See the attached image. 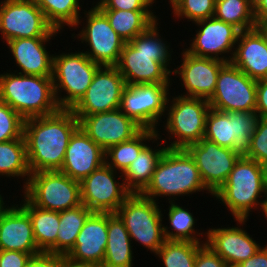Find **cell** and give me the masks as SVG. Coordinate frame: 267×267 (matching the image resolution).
I'll list each match as a JSON object with an SVG mask.
<instances>
[{
    "label": "cell",
    "mask_w": 267,
    "mask_h": 267,
    "mask_svg": "<svg viewBox=\"0 0 267 267\" xmlns=\"http://www.w3.org/2000/svg\"><path fill=\"white\" fill-rule=\"evenodd\" d=\"M79 128V120L71 110L26 119L24 139L31 173L60 171L69 140Z\"/></svg>",
    "instance_id": "cell-1"
},
{
    "label": "cell",
    "mask_w": 267,
    "mask_h": 267,
    "mask_svg": "<svg viewBox=\"0 0 267 267\" xmlns=\"http://www.w3.org/2000/svg\"><path fill=\"white\" fill-rule=\"evenodd\" d=\"M158 22L159 19L123 46L115 67L126 85L173 84L169 77L173 72L169 67L173 50L160 36Z\"/></svg>",
    "instance_id": "cell-2"
},
{
    "label": "cell",
    "mask_w": 267,
    "mask_h": 267,
    "mask_svg": "<svg viewBox=\"0 0 267 267\" xmlns=\"http://www.w3.org/2000/svg\"><path fill=\"white\" fill-rule=\"evenodd\" d=\"M213 196L235 219H249L254 209L263 213L267 199L261 201V197L267 198V167L245 156L239 157L226 182Z\"/></svg>",
    "instance_id": "cell-3"
},
{
    "label": "cell",
    "mask_w": 267,
    "mask_h": 267,
    "mask_svg": "<svg viewBox=\"0 0 267 267\" xmlns=\"http://www.w3.org/2000/svg\"><path fill=\"white\" fill-rule=\"evenodd\" d=\"M206 190L213 197L202 182L190 153L186 149L167 148L156 165L150 183L140 194L159 203V197L168 196L169 202H174L177 197Z\"/></svg>",
    "instance_id": "cell-4"
},
{
    "label": "cell",
    "mask_w": 267,
    "mask_h": 267,
    "mask_svg": "<svg viewBox=\"0 0 267 267\" xmlns=\"http://www.w3.org/2000/svg\"><path fill=\"white\" fill-rule=\"evenodd\" d=\"M9 72L0 74V101L8 104L25 120L48 116L60 110L52 76L22 75L16 73L17 69Z\"/></svg>",
    "instance_id": "cell-5"
},
{
    "label": "cell",
    "mask_w": 267,
    "mask_h": 267,
    "mask_svg": "<svg viewBox=\"0 0 267 267\" xmlns=\"http://www.w3.org/2000/svg\"><path fill=\"white\" fill-rule=\"evenodd\" d=\"M172 97V99L170 98ZM166 107L164 129L171 142L163 139L167 148L186 149L204 137L206 118L210 110L208 100L181 95L170 96ZM171 103V104H170ZM167 120V121H166ZM171 143V144H170Z\"/></svg>",
    "instance_id": "cell-6"
},
{
    "label": "cell",
    "mask_w": 267,
    "mask_h": 267,
    "mask_svg": "<svg viewBox=\"0 0 267 267\" xmlns=\"http://www.w3.org/2000/svg\"><path fill=\"white\" fill-rule=\"evenodd\" d=\"M83 51L55 53L53 56L52 80L60 109L71 110L80 101L101 67Z\"/></svg>",
    "instance_id": "cell-7"
},
{
    "label": "cell",
    "mask_w": 267,
    "mask_h": 267,
    "mask_svg": "<svg viewBox=\"0 0 267 267\" xmlns=\"http://www.w3.org/2000/svg\"><path fill=\"white\" fill-rule=\"evenodd\" d=\"M158 204L140 193H131L116 212L123 220L132 243L135 240L154 254L165 241L164 215Z\"/></svg>",
    "instance_id": "cell-8"
},
{
    "label": "cell",
    "mask_w": 267,
    "mask_h": 267,
    "mask_svg": "<svg viewBox=\"0 0 267 267\" xmlns=\"http://www.w3.org/2000/svg\"><path fill=\"white\" fill-rule=\"evenodd\" d=\"M23 195L36 207L61 212L81 205L80 182L60 171L31 173Z\"/></svg>",
    "instance_id": "cell-9"
},
{
    "label": "cell",
    "mask_w": 267,
    "mask_h": 267,
    "mask_svg": "<svg viewBox=\"0 0 267 267\" xmlns=\"http://www.w3.org/2000/svg\"><path fill=\"white\" fill-rule=\"evenodd\" d=\"M83 11L81 13H84L86 19L83 18V22L79 19L72 29L79 28L86 20L85 26H82L79 34L73 33L72 38L77 36L81 44L85 42L89 46L84 53L93 62L101 66H115L126 42L114 31L106 15L96 5Z\"/></svg>",
    "instance_id": "cell-10"
},
{
    "label": "cell",
    "mask_w": 267,
    "mask_h": 267,
    "mask_svg": "<svg viewBox=\"0 0 267 267\" xmlns=\"http://www.w3.org/2000/svg\"><path fill=\"white\" fill-rule=\"evenodd\" d=\"M259 119L256 112H221L210 108L203 138L231 148L240 157L246 156Z\"/></svg>",
    "instance_id": "cell-11"
},
{
    "label": "cell",
    "mask_w": 267,
    "mask_h": 267,
    "mask_svg": "<svg viewBox=\"0 0 267 267\" xmlns=\"http://www.w3.org/2000/svg\"><path fill=\"white\" fill-rule=\"evenodd\" d=\"M59 32L46 20L34 0L0 1V34L3 43L19 38H55Z\"/></svg>",
    "instance_id": "cell-12"
},
{
    "label": "cell",
    "mask_w": 267,
    "mask_h": 267,
    "mask_svg": "<svg viewBox=\"0 0 267 267\" xmlns=\"http://www.w3.org/2000/svg\"><path fill=\"white\" fill-rule=\"evenodd\" d=\"M172 84L126 85L120 110L142 129L158 131V122L165 119Z\"/></svg>",
    "instance_id": "cell-13"
},
{
    "label": "cell",
    "mask_w": 267,
    "mask_h": 267,
    "mask_svg": "<svg viewBox=\"0 0 267 267\" xmlns=\"http://www.w3.org/2000/svg\"><path fill=\"white\" fill-rule=\"evenodd\" d=\"M257 81L231 62L225 63L217 78L215 92L208 100L210 108L221 111L255 112Z\"/></svg>",
    "instance_id": "cell-14"
},
{
    "label": "cell",
    "mask_w": 267,
    "mask_h": 267,
    "mask_svg": "<svg viewBox=\"0 0 267 267\" xmlns=\"http://www.w3.org/2000/svg\"><path fill=\"white\" fill-rule=\"evenodd\" d=\"M104 163L80 182L81 203L92 212L116 213L131 194L123 181L122 173Z\"/></svg>",
    "instance_id": "cell-15"
},
{
    "label": "cell",
    "mask_w": 267,
    "mask_h": 267,
    "mask_svg": "<svg viewBox=\"0 0 267 267\" xmlns=\"http://www.w3.org/2000/svg\"><path fill=\"white\" fill-rule=\"evenodd\" d=\"M125 86V80L115 66H101L71 111L80 120L84 116L118 109Z\"/></svg>",
    "instance_id": "cell-16"
},
{
    "label": "cell",
    "mask_w": 267,
    "mask_h": 267,
    "mask_svg": "<svg viewBox=\"0 0 267 267\" xmlns=\"http://www.w3.org/2000/svg\"><path fill=\"white\" fill-rule=\"evenodd\" d=\"M194 24L199 29L196 30L194 38L190 40L192 41L189 44L190 46L183 49L197 57L217 59L226 63L230 62L240 30L214 16L197 21Z\"/></svg>",
    "instance_id": "cell-17"
},
{
    "label": "cell",
    "mask_w": 267,
    "mask_h": 267,
    "mask_svg": "<svg viewBox=\"0 0 267 267\" xmlns=\"http://www.w3.org/2000/svg\"><path fill=\"white\" fill-rule=\"evenodd\" d=\"M186 150L194 158L205 187L214 194L227 180L235 162L240 157L231 148L202 138Z\"/></svg>",
    "instance_id": "cell-18"
},
{
    "label": "cell",
    "mask_w": 267,
    "mask_h": 267,
    "mask_svg": "<svg viewBox=\"0 0 267 267\" xmlns=\"http://www.w3.org/2000/svg\"><path fill=\"white\" fill-rule=\"evenodd\" d=\"M79 127L104 151L131 140L142 130L120 108L84 116L79 120Z\"/></svg>",
    "instance_id": "cell-19"
},
{
    "label": "cell",
    "mask_w": 267,
    "mask_h": 267,
    "mask_svg": "<svg viewBox=\"0 0 267 267\" xmlns=\"http://www.w3.org/2000/svg\"><path fill=\"white\" fill-rule=\"evenodd\" d=\"M182 51V63L172 72L175 76L179 75L186 90L181 96L209 100L215 92L219 71L226 62Z\"/></svg>",
    "instance_id": "cell-20"
},
{
    "label": "cell",
    "mask_w": 267,
    "mask_h": 267,
    "mask_svg": "<svg viewBox=\"0 0 267 267\" xmlns=\"http://www.w3.org/2000/svg\"><path fill=\"white\" fill-rule=\"evenodd\" d=\"M235 227L209 228L206 244L218 254L229 267H236L251 258L262 246L241 226L248 219H235ZM240 225V226H239Z\"/></svg>",
    "instance_id": "cell-21"
},
{
    "label": "cell",
    "mask_w": 267,
    "mask_h": 267,
    "mask_svg": "<svg viewBox=\"0 0 267 267\" xmlns=\"http://www.w3.org/2000/svg\"><path fill=\"white\" fill-rule=\"evenodd\" d=\"M108 213L93 212L83 224L73 249L66 256L71 261L101 267L108 241Z\"/></svg>",
    "instance_id": "cell-22"
},
{
    "label": "cell",
    "mask_w": 267,
    "mask_h": 267,
    "mask_svg": "<svg viewBox=\"0 0 267 267\" xmlns=\"http://www.w3.org/2000/svg\"><path fill=\"white\" fill-rule=\"evenodd\" d=\"M0 250L20 251L31 256L42 252L35 242L29 214L18 204H6L0 211Z\"/></svg>",
    "instance_id": "cell-23"
},
{
    "label": "cell",
    "mask_w": 267,
    "mask_h": 267,
    "mask_svg": "<svg viewBox=\"0 0 267 267\" xmlns=\"http://www.w3.org/2000/svg\"><path fill=\"white\" fill-rule=\"evenodd\" d=\"M105 163V151L79 127L71 136L60 172L81 182Z\"/></svg>",
    "instance_id": "cell-24"
},
{
    "label": "cell",
    "mask_w": 267,
    "mask_h": 267,
    "mask_svg": "<svg viewBox=\"0 0 267 267\" xmlns=\"http://www.w3.org/2000/svg\"><path fill=\"white\" fill-rule=\"evenodd\" d=\"M53 37H33L9 40L5 44L11 52L18 74L52 76L53 56L46 49V43Z\"/></svg>",
    "instance_id": "cell-25"
},
{
    "label": "cell",
    "mask_w": 267,
    "mask_h": 267,
    "mask_svg": "<svg viewBox=\"0 0 267 267\" xmlns=\"http://www.w3.org/2000/svg\"><path fill=\"white\" fill-rule=\"evenodd\" d=\"M230 62L251 79L267 78V41L257 27L240 31Z\"/></svg>",
    "instance_id": "cell-26"
},
{
    "label": "cell",
    "mask_w": 267,
    "mask_h": 267,
    "mask_svg": "<svg viewBox=\"0 0 267 267\" xmlns=\"http://www.w3.org/2000/svg\"><path fill=\"white\" fill-rule=\"evenodd\" d=\"M159 132L160 131H157L156 135L157 146L155 145L153 148V145L151 147L148 142V145H146L140 151L138 157H136L135 160L122 173L126 188L131 193H141L148 186L159 159L167 149L164 142L160 140L161 136ZM158 140L161 142L158 143ZM162 143L164 147L161 146Z\"/></svg>",
    "instance_id": "cell-27"
},
{
    "label": "cell",
    "mask_w": 267,
    "mask_h": 267,
    "mask_svg": "<svg viewBox=\"0 0 267 267\" xmlns=\"http://www.w3.org/2000/svg\"><path fill=\"white\" fill-rule=\"evenodd\" d=\"M108 241L101 267H133V246L123 220L117 213H108Z\"/></svg>",
    "instance_id": "cell-28"
},
{
    "label": "cell",
    "mask_w": 267,
    "mask_h": 267,
    "mask_svg": "<svg viewBox=\"0 0 267 267\" xmlns=\"http://www.w3.org/2000/svg\"><path fill=\"white\" fill-rule=\"evenodd\" d=\"M22 198L19 205L29 214L37 247L41 251L57 254L60 212L38 208L24 195Z\"/></svg>",
    "instance_id": "cell-29"
},
{
    "label": "cell",
    "mask_w": 267,
    "mask_h": 267,
    "mask_svg": "<svg viewBox=\"0 0 267 267\" xmlns=\"http://www.w3.org/2000/svg\"><path fill=\"white\" fill-rule=\"evenodd\" d=\"M108 18L111 27L125 41H132L144 32L157 17L153 10H101Z\"/></svg>",
    "instance_id": "cell-30"
},
{
    "label": "cell",
    "mask_w": 267,
    "mask_h": 267,
    "mask_svg": "<svg viewBox=\"0 0 267 267\" xmlns=\"http://www.w3.org/2000/svg\"><path fill=\"white\" fill-rule=\"evenodd\" d=\"M169 212H168V221L171 225L168 227L163 224V234L165 240L168 241H188L193 243H206V241H201L200 237L205 235V240L207 238V232H201L195 230V217L190 210L185 209L182 206H179L176 201L168 202ZM171 228V230L169 229ZM201 232V233H200Z\"/></svg>",
    "instance_id": "cell-31"
},
{
    "label": "cell",
    "mask_w": 267,
    "mask_h": 267,
    "mask_svg": "<svg viewBox=\"0 0 267 267\" xmlns=\"http://www.w3.org/2000/svg\"><path fill=\"white\" fill-rule=\"evenodd\" d=\"M157 131L142 129L136 136L126 142H121L105 151V163L115 171L123 173L138 157L140 151L148 142H156ZM153 140V141H152Z\"/></svg>",
    "instance_id": "cell-32"
},
{
    "label": "cell",
    "mask_w": 267,
    "mask_h": 267,
    "mask_svg": "<svg viewBox=\"0 0 267 267\" xmlns=\"http://www.w3.org/2000/svg\"><path fill=\"white\" fill-rule=\"evenodd\" d=\"M30 174L25 139L0 142V176L23 178L25 188Z\"/></svg>",
    "instance_id": "cell-33"
},
{
    "label": "cell",
    "mask_w": 267,
    "mask_h": 267,
    "mask_svg": "<svg viewBox=\"0 0 267 267\" xmlns=\"http://www.w3.org/2000/svg\"><path fill=\"white\" fill-rule=\"evenodd\" d=\"M93 212L81 204L75 208L60 212L57 234V254L67 256L73 249L83 224Z\"/></svg>",
    "instance_id": "cell-34"
},
{
    "label": "cell",
    "mask_w": 267,
    "mask_h": 267,
    "mask_svg": "<svg viewBox=\"0 0 267 267\" xmlns=\"http://www.w3.org/2000/svg\"><path fill=\"white\" fill-rule=\"evenodd\" d=\"M213 16L240 31L257 27L253 0H216Z\"/></svg>",
    "instance_id": "cell-35"
},
{
    "label": "cell",
    "mask_w": 267,
    "mask_h": 267,
    "mask_svg": "<svg viewBox=\"0 0 267 267\" xmlns=\"http://www.w3.org/2000/svg\"><path fill=\"white\" fill-rule=\"evenodd\" d=\"M46 20L57 30L74 27L82 16L79 0H34ZM81 15V16H80Z\"/></svg>",
    "instance_id": "cell-36"
},
{
    "label": "cell",
    "mask_w": 267,
    "mask_h": 267,
    "mask_svg": "<svg viewBox=\"0 0 267 267\" xmlns=\"http://www.w3.org/2000/svg\"><path fill=\"white\" fill-rule=\"evenodd\" d=\"M206 243L165 240L156 256L165 267H194L197 251Z\"/></svg>",
    "instance_id": "cell-37"
},
{
    "label": "cell",
    "mask_w": 267,
    "mask_h": 267,
    "mask_svg": "<svg viewBox=\"0 0 267 267\" xmlns=\"http://www.w3.org/2000/svg\"><path fill=\"white\" fill-rule=\"evenodd\" d=\"M216 0H173L170 7L176 18L195 23L214 15Z\"/></svg>",
    "instance_id": "cell-38"
},
{
    "label": "cell",
    "mask_w": 267,
    "mask_h": 267,
    "mask_svg": "<svg viewBox=\"0 0 267 267\" xmlns=\"http://www.w3.org/2000/svg\"><path fill=\"white\" fill-rule=\"evenodd\" d=\"M24 122L19 113L0 101V142L24 138Z\"/></svg>",
    "instance_id": "cell-39"
},
{
    "label": "cell",
    "mask_w": 267,
    "mask_h": 267,
    "mask_svg": "<svg viewBox=\"0 0 267 267\" xmlns=\"http://www.w3.org/2000/svg\"><path fill=\"white\" fill-rule=\"evenodd\" d=\"M245 157L267 167V118L258 120L251 137L248 154Z\"/></svg>",
    "instance_id": "cell-40"
},
{
    "label": "cell",
    "mask_w": 267,
    "mask_h": 267,
    "mask_svg": "<svg viewBox=\"0 0 267 267\" xmlns=\"http://www.w3.org/2000/svg\"><path fill=\"white\" fill-rule=\"evenodd\" d=\"M156 0H97L100 10H152Z\"/></svg>",
    "instance_id": "cell-41"
},
{
    "label": "cell",
    "mask_w": 267,
    "mask_h": 267,
    "mask_svg": "<svg viewBox=\"0 0 267 267\" xmlns=\"http://www.w3.org/2000/svg\"><path fill=\"white\" fill-rule=\"evenodd\" d=\"M194 267H229L207 244H204L196 254Z\"/></svg>",
    "instance_id": "cell-42"
},
{
    "label": "cell",
    "mask_w": 267,
    "mask_h": 267,
    "mask_svg": "<svg viewBox=\"0 0 267 267\" xmlns=\"http://www.w3.org/2000/svg\"><path fill=\"white\" fill-rule=\"evenodd\" d=\"M62 255L50 252H40L32 255L25 267H60Z\"/></svg>",
    "instance_id": "cell-43"
},
{
    "label": "cell",
    "mask_w": 267,
    "mask_h": 267,
    "mask_svg": "<svg viewBox=\"0 0 267 267\" xmlns=\"http://www.w3.org/2000/svg\"><path fill=\"white\" fill-rule=\"evenodd\" d=\"M30 257L31 255L25 252L0 250V267H25Z\"/></svg>",
    "instance_id": "cell-44"
},
{
    "label": "cell",
    "mask_w": 267,
    "mask_h": 267,
    "mask_svg": "<svg viewBox=\"0 0 267 267\" xmlns=\"http://www.w3.org/2000/svg\"><path fill=\"white\" fill-rule=\"evenodd\" d=\"M255 112L260 118H267V78L257 80Z\"/></svg>",
    "instance_id": "cell-45"
},
{
    "label": "cell",
    "mask_w": 267,
    "mask_h": 267,
    "mask_svg": "<svg viewBox=\"0 0 267 267\" xmlns=\"http://www.w3.org/2000/svg\"><path fill=\"white\" fill-rule=\"evenodd\" d=\"M236 267H267V244L262 246L251 258Z\"/></svg>",
    "instance_id": "cell-46"
},
{
    "label": "cell",
    "mask_w": 267,
    "mask_h": 267,
    "mask_svg": "<svg viewBox=\"0 0 267 267\" xmlns=\"http://www.w3.org/2000/svg\"><path fill=\"white\" fill-rule=\"evenodd\" d=\"M254 16L256 24H262L267 20V0H253Z\"/></svg>",
    "instance_id": "cell-47"
},
{
    "label": "cell",
    "mask_w": 267,
    "mask_h": 267,
    "mask_svg": "<svg viewBox=\"0 0 267 267\" xmlns=\"http://www.w3.org/2000/svg\"><path fill=\"white\" fill-rule=\"evenodd\" d=\"M60 267H97V266L87 263L74 262L71 261L68 257L62 255V262L60 264Z\"/></svg>",
    "instance_id": "cell-48"
},
{
    "label": "cell",
    "mask_w": 267,
    "mask_h": 267,
    "mask_svg": "<svg viewBox=\"0 0 267 267\" xmlns=\"http://www.w3.org/2000/svg\"><path fill=\"white\" fill-rule=\"evenodd\" d=\"M257 28L264 34V37L267 41V25L265 23L257 25Z\"/></svg>",
    "instance_id": "cell-49"
},
{
    "label": "cell",
    "mask_w": 267,
    "mask_h": 267,
    "mask_svg": "<svg viewBox=\"0 0 267 267\" xmlns=\"http://www.w3.org/2000/svg\"><path fill=\"white\" fill-rule=\"evenodd\" d=\"M5 202L4 197L0 194V211L4 208Z\"/></svg>",
    "instance_id": "cell-50"
},
{
    "label": "cell",
    "mask_w": 267,
    "mask_h": 267,
    "mask_svg": "<svg viewBox=\"0 0 267 267\" xmlns=\"http://www.w3.org/2000/svg\"><path fill=\"white\" fill-rule=\"evenodd\" d=\"M263 215L265 216V218L267 220V200H266V203H265V208H264V211H263Z\"/></svg>",
    "instance_id": "cell-51"
}]
</instances>
